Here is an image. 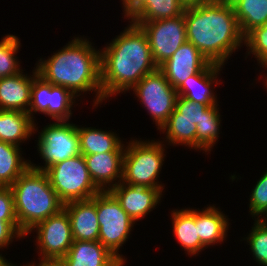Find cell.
Segmentation results:
<instances>
[{"label":"cell","instance_id":"cell-9","mask_svg":"<svg viewBox=\"0 0 267 266\" xmlns=\"http://www.w3.org/2000/svg\"><path fill=\"white\" fill-rule=\"evenodd\" d=\"M132 89L160 130L175 109L177 91L159 69L145 75Z\"/></svg>","mask_w":267,"mask_h":266},{"label":"cell","instance_id":"cell-19","mask_svg":"<svg viewBox=\"0 0 267 266\" xmlns=\"http://www.w3.org/2000/svg\"><path fill=\"white\" fill-rule=\"evenodd\" d=\"M35 127L34 119L26 112L0 110V141L19 146L37 131Z\"/></svg>","mask_w":267,"mask_h":266},{"label":"cell","instance_id":"cell-42","mask_svg":"<svg viewBox=\"0 0 267 266\" xmlns=\"http://www.w3.org/2000/svg\"><path fill=\"white\" fill-rule=\"evenodd\" d=\"M263 215H265V216H263ZM257 220H259L261 223H263L264 225L267 226V209H266V211L261 216H259V218Z\"/></svg>","mask_w":267,"mask_h":266},{"label":"cell","instance_id":"cell-7","mask_svg":"<svg viewBox=\"0 0 267 266\" xmlns=\"http://www.w3.org/2000/svg\"><path fill=\"white\" fill-rule=\"evenodd\" d=\"M96 212L100 225L98 241L124 264L125 258L118 250L128 239L134 220L110 191L96 195Z\"/></svg>","mask_w":267,"mask_h":266},{"label":"cell","instance_id":"cell-32","mask_svg":"<svg viewBox=\"0 0 267 266\" xmlns=\"http://www.w3.org/2000/svg\"><path fill=\"white\" fill-rule=\"evenodd\" d=\"M246 239L256 262L267 266V226L255 219L254 227Z\"/></svg>","mask_w":267,"mask_h":266},{"label":"cell","instance_id":"cell-20","mask_svg":"<svg viewBox=\"0 0 267 266\" xmlns=\"http://www.w3.org/2000/svg\"><path fill=\"white\" fill-rule=\"evenodd\" d=\"M228 219L223 212L215 206H209L202 211L196 210V226L201 243L208 247L214 243L223 242L227 236Z\"/></svg>","mask_w":267,"mask_h":266},{"label":"cell","instance_id":"cell-21","mask_svg":"<svg viewBox=\"0 0 267 266\" xmlns=\"http://www.w3.org/2000/svg\"><path fill=\"white\" fill-rule=\"evenodd\" d=\"M172 227L175 237L188 255H196L206 248L198 236L196 226V209H181L172 211Z\"/></svg>","mask_w":267,"mask_h":266},{"label":"cell","instance_id":"cell-36","mask_svg":"<svg viewBox=\"0 0 267 266\" xmlns=\"http://www.w3.org/2000/svg\"><path fill=\"white\" fill-rule=\"evenodd\" d=\"M22 237L8 222L0 220V249L7 247L13 238Z\"/></svg>","mask_w":267,"mask_h":266},{"label":"cell","instance_id":"cell-2","mask_svg":"<svg viewBox=\"0 0 267 266\" xmlns=\"http://www.w3.org/2000/svg\"><path fill=\"white\" fill-rule=\"evenodd\" d=\"M184 20L187 41L210 63L223 66L244 41L234 10L213 0L185 7Z\"/></svg>","mask_w":267,"mask_h":266},{"label":"cell","instance_id":"cell-38","mask_svg":"<svg viewBox=\"0 0 267 266\" xmlns=\"http://www.w3.org/2000/svg\"><path fill=\"white\" fill-rule=\"evenodd\" d=\"M217 5L225 6L227 8L235 10L239 5L240 0H213Z\"/></svg>","mask_w":267,"mask_h":266},{"label":"cell","instance_id":"cell-24","mask_svg":"<svg viewBox=\"0 0 267 266\" xmlns=\"http://www.w3.org/2000/svg\"><path fill=\"white\" fill-rule=\"evenodd\" d=\"M184 9L180 0H147L130 18L131 22L139 25L141 22L180 16Z\"/></svg>","mask_w":267,"mask_h":266},{"label":"cell","instance_id":"cell-33","mask_svg":"<svg viewBox=\"0 0 267 266\" xmlns=\"http://www.w3.org/2000/svg\"><path fill=\"white\" fill-rule=\"evenodd\" d=\"M209 107L208 105L188 100L183 96H177L175 109L169 118H186L196 125Z\"/></svg>","mask_w":267,"mask_h":266},{"label":"cell","instance_id":"cell-11","mask_svg":"<svg viewBox=\"0 0 267 266\" xmlns=\"http://www.w3.org/2000/svg\"><path fill=\"white\" fill-rule=\"evenodd\" d=\"M34 229L37 232L36 243L42 255L40 263L59 262L66 256L73 237L70 219L64 209L35 225L27 235Z\"/></svg>","mask_w":267,"mask_h":266},{"label":"cell","instance_id":"cell-8","mask_svg":"<svg viewBox=\"0 0 267 266\" xmlns=\"http://www.w3.org/2000/svg\"><path fill=\"white\" fill-rule=\"evenodd\" d=\"M37 146L45 166L30 163L35 170L45 171L54 164L81 154L77 126L69 121H56L44 127L38 137Z\"/></svg>","mask_w":267,"mask_h":266},{"label":"cell","instance_id":"cell-37","mask_svg":"<svg viewBox=\"0 0 267 266\" xmlns=\"http://www.w3.org/2000/svg\"><path fill=\"white\" fill-rule=\"evenodd\" d=\"M124 7V15L126 18L130 17L147 1V0H122Z\"/></svg>","mask_w":267,"mask_h":266},{"label":"cell","instance_id":"cell-16","mask_svg":"<svg viewBox=\"0 0 267 266\" xmlns=\"http://www.w3.org/2000/svg\"><path fill=\"white\" fill-rule=\"evenodd\" d=\"M59 263L62 266H124L99 241L73 240L65 257Z\"/></svg>","mask_w":267,"mask_h":266},{"label":"cell","instance_id":"cell-14","mask_svg":"<svg viewBox=\"0 0 267 266\" xmlns=\"http://www.w3.org/2000/svg\"><path fill=\"white\" fill-rule=\"evenodd\" d=\"M63 209L70 219L73 240H99L100 225L96 212V195L88 200L65 203Z\"/></svg>","mask_w":267,"mask_h":266},{"label":"cell","instance_id":"cell-40","mask_svg":"<svg viewBox=\"0 0 267 266\" xmlns=\"http://www.w3.org/2000/svg\"><path fill=\"white\" fill-rule=\"evenodd\" d=\"M26 266H62V265L59 262H48V263H38V265L32 263Z\"/></svg>","mask_w":267,"mask_h":266},{"label":"cell","instance_id":"cell-3","mask_svg":"<svg viewBox=\"0 0 267 266\" xmlns=\"http://www.w3.org/2000/svg\"><path fill=\"white\" fill-rule=\"evenodd\" d=\"M49 59L40 58L37 74L52 85L71 90L77 97L81 92L96 91V106L104 100L100 81V51L87 39L75 37ZM41 61V62H40ZM79 93V94H78Z\"/></svg>","mask_w":267,"mask_h":266},{"label":"cell","instance_id":"cell-15","mask_svg":"<svg viewBox=\"0 0 267 266\" xmlns=\"http://www.w3.org/2000/svg\"><path fill=\"white\" fill-rule=\"evenodd\" d=\"M124 154L125 152H107L84 155L90 177L100 191H109L122 182Z\"/></svg>","mask_w":267,"mask_h":266},{"label":"cell","instance_id":"cell-18","mask_svg":"<svg viewBox=\"0 0 267 266\" xmlns=\"http://www.w3.org/2000/svg\"><path fill=\"white\" fill-rule=\"evenodd\" d=\"M223 68L221 65L210 63L201 72L187 78L176 90L178 96H183L188 100L208 106L217 105V97L213 94L212 83L217 78L218 72Z\"/></svg>","mask_w":267,"mask_h":266},{"label":"cell","instance_id":"cell-35","mask_svg":"<svg viewBox=\"0 0 267 266\" xmlns=\"http://www.w3.org/2000/svg\"><path fill=\"white\" fill-rule=\"evenodd\" d=\"M251 193L249 212L258 219L259 215L261 216L267 209V171L257 181Z\"/></svg>","mask_w":267,"mask_h":266},{"label":"cell","instance_id":"cell-22","mask_svg":"<svg viewBox=\"0 0 267 266\" xmlns=\"http://www.w3.org/2000/svg\"><path fill=\"white\" fill-rule=\"evenodd\" d=\"M80 153L82 155L102 154L107 152H125V146L114 132H107L92 127H78Z\"/></svg>","mask_w":267,"mask_h":266},{"label":"cell","instance_id":"cell-39","mask_svg":"<svg viewBox=\"0 0 267 266\" xmlns=\"http://www.w3.org/2000/svg\"><path fill=\"white\" fill-rule=\"evenodd\" d=\"M180 1L185 7H188V6L204 4L212 0H180Z\"/></svg>","mask_w":267,"mask_h":266},{"label":"cell","instance_id":"cell-27","mask_svg":"<svg viewBox=\"0 0 267 266\" xmlns=\"http://www.w3.org/2000/svg\"><path fill=\"white\" fill-rule=\"evenodd\" d=\"M166 131L169 143L183 144L197 149V127L186 118H168L167 122L160 128Z\"/></svg>","mask_w":267,"mask_h":266},{"label":"cell","instance_id":"cell-23","mask_svg":"<svg viewBox=\"0 0 267 266\" xmlns=\"http://www.w3.org/2000/svg\"><path fill=\"white\" fill-rule=\"evenodd\" d=\"M20 149L17 145L0 141V187H10L30 166V160L27 162L21 158Z\"/></svg>","mask_w":267,"mask_h":266},{"label":"cell","instance_id":"cell-31","mask_svg":"<svg viewBox=\"0 0 267 266\" xmlns=\"http://www.w3.org/2000/svg\"><path fill=\"white\" fill-rule=\"evenodd\" d=\"M244 44L249 52L257 58L261 67L267 68V21L258 28L253 29L244 37Z\"/></svg>","mask_w":267,"mask_h":266},{"label":"cell","instance_id":"cell-34","mask_svg":"<svg viewBox=\"0 0 267 266\" xmlns=\"http://www.w3.org/2000/svg\"><path fill=\"white\" fill-rule=\"evenodd\" d=\"M0 220L8 222L22 237L26 236L19 228L13 194L10 187H0Z\"/></svg>","mask_w":267,"mask_h":266},{"label":"cell","instance_id":"cell-17","mask_svg":"<svg viewBox=\"0 0 267 266\" xmlns=\"http://www.w3.org/2000/svg\"><path fill=\"white\" fill-rule=\"evenodd\" d=\"M33 77L23 72L14 76L0 79V110L21 111L28 113L31 97V86L37 70H33Z\"/></svg>","mask_w":267,"mask_h":266},{"label":"cell","instance_id":"cell-4","mask_svg":"<svg viewBox=\"0 0 267 266\" xmlns=\"http://www.w3.org/2000/svg\"><path fill=\"white\" fill-rule=\"evenodd\" d=\"M20 230L26 235L35 225L59 213L64 203L45 171L29 166L10 186Z\"/></svg>","mask_w":267,"mask_h":266},{"label":"cell","instance_id":"cell-1","mask_svg":"<svg viewBox=\"0 0 267 266\" xmlns=\"http://www.w3.org/2000/svg\"><path fill=\"white\" fill-rule=\"evenodd\" d=\"M132 23V24H131ZM158 69L146 33L133 22L100 51V81L104 100L131 90Z\"/></svg>","mask_w":267,"mask_h":266},{"label":"cell","instance_id":"cell-29","mask_svg":"<svg viewBox=\"0 0 267 266\" xmlns=\"http://www.w3.org/2000/svg\"><path fill=\"white\" fill-rule=\"evenodd\" d=\"M20 44L18 37L11 34L6 35L0 41V79L14 76L23 71L19 68L20 63L15 57Z\"/></svg>","mask_w":267,"mask_h":266},{"label":"cell","instance_id":"cell-25","mask_svg":"<svg viewBox=\"0 0 267 266\" xmlns=\"http://www.w3.org/2000/svg\"><path fill=\"white\" fill-rule=\"evenodd\" d=\"M234 12L241 33L245 37L267 21V0H240Z\"/></svg>","mask_w":267,"mask_h":266},{"label":"cell","instance_id":"cell-10","mask_svg":"<svg viewBox=\"0 0 267 266\" xmlns=\"http://www.w3.org/2000/svg\"><path fill=\"white\" fill-rule=\"evenodd\" d=\"M139 26L146 33L153 60L158 67L187 42L184 12L173 18L141 22Z\"/></svg>","mask_w":267,"mask_h":266},{"label":"cell","instance_id":"cell-5","mask_svg":"<svg viewBox=\"0 0 267 266\" xmlns=\"http://www.w3.org/2000/svg\"><path fill=\"white\" fill-rule=\"evenodd\" d=\"M160 141L132 140L125 147L122 182L133 186L163 188L158 184L163 161L164 148Z\"/></svg>","mask_w":267,"mask_h":266},{"label":"cell","instance_id":"cell-13","mask_svg":"<svg viewBox=\"0 0 267 266\" xmlns=\"http://www.w3.org/2000/svg\"><path fill=\"white\" fill-rule=\"evenodd\" d=\"M163 190L164 188L133 186L120 182L109 191L120 202L122 209L136 222L160 203Z\"/></svg>","mask_w":267,"mask_h":266},{"label":"cell","instance_id":"cell-6","mask_svg":"<svg viewBox=\"0 0 267 266\" xmlns=\"http://www.w3.org/2000/svg\"><path fill=\"white\" fill-rule=\"evenodd\" d=\"M45 173L64 204L88 200L100 192L90 177L82 154L50 166Z\"/></svg>","mask_w":267,"mask_h":266},{"label":"cell","instance_id":"cell-30","mask_svg":"<svg viewBox=\"0 0 267 266\" xmlns=\"http://www.w3.org/2000/svg\"><path fill=\"white\" fill-rule=\"evenodd\" d=\"M50 83L38 74L34 75L31 86V97L28 114L33 119V112H41L49 116Z\"/></svg>","mask_w":267,"mask_h":266},{"label":"cell","instance_id":"cell-26","mask_svg":"<svg viewBox=\"0 0 267 266\" xmlns=\"http://www.w3.org/2000/svg\"><path fill=\"white\" fill-rule=\"evenodd\" d=\"M217 105L210 106L205 112L197 127V149L211 151L218 140L220 129V114Z\"/></svg>","mask_w":267,"mask_h":266},{"label":"cell","instance_id":"cell-41","mask_svg":"<svg viewBox=\"0 0 267 266\" xmlns=\"http://www.w3.org/2000/svg\"><path fill=\"white\" fill-rule=\"evenodd\" d=\"M0 254V266H16L13 265L12 263H9L3 256Z\"/></svg>","mask_w":267,"mask_h":266},{"label":"cell","instance_id":"cell-28","mask_svg":"<svg viewBox=\"0 0 267 266\" xmlns=\"http://www.w3.org/2000/svg\"><path fill=\"white\" fill-rule=\"evenodd\" d=\"M75 97L71 90L50 83L49 116L56 121H68Z\"/></svg>","mask_w":267,"mask_h":266},{"label":"cell","instance_id":"cell-12","mask_svg":"<svg viewBox=\"0 0 267 266\" xmlns=\"http://www.w3.org/2000/svg\"><path fill=\"white\" fill-rule=\"evenodd\" d=\"M209 64L207 58L192 43L187 41L158 69L177 90L187 78L201 72Z\"/></svg>","mask_w":267,"mask_h":266}]
</instances>
